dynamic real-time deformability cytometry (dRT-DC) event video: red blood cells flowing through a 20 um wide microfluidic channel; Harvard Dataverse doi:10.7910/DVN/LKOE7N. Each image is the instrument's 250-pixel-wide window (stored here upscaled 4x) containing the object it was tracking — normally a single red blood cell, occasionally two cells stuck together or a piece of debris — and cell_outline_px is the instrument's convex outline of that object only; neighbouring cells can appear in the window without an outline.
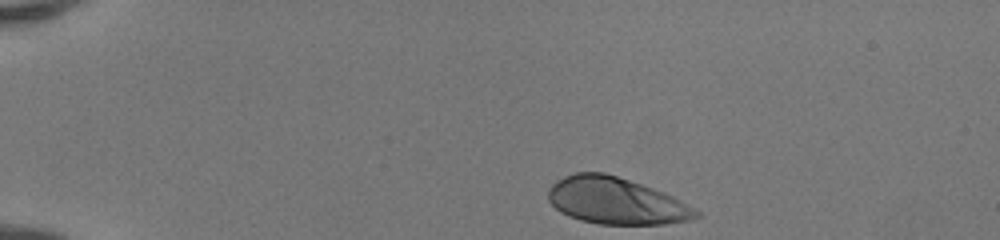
{"species": "human", "species_latin": "Homo sapiens", "temperature_condition": "room temperature", "stored_images_in_passage": 35, "camera_frame_rate_fps": 3000, "um_per_image_px": 0.085, "donor": {"sex": "female"}, "frame": {"image": 1, "passage_image": 1, "time_ms": 0.0, "image_size_px": [1000, 240], "cell_outline_px": [[700, 216], [692, 220], [664, 224], [600, 224], [580, 220], [568, 216], [560, 212], [548, 200], [548, 188], [556, 180], [564, 176], [576, 172], [604, 172], [664, 192], [680, 200], [700, 212]], "centroid_in_image_um": [52.34, 17.08], "position_along_channel_um": 32.7, "area_um2": 40.17}}
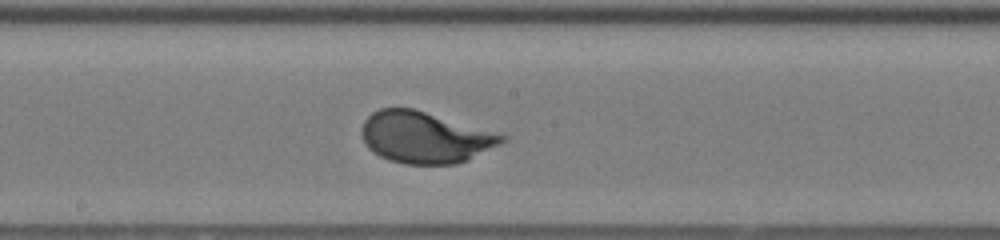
{"frame": {"image": 2, "passage_image": 20, "time_ms": 6.333, "image_size_px": [1000, 240], "cell_outline_px": [[508, 140], [468, 160], [456, 164], [404, 164], [388, 160], [380, 156], [368, 148], [364, 144], [360, 132], [360, 128], [364, 120], [372, 112], [380, 108], [412, 108], [508, 136]], "centroid_in_image_um": [36.08, 11.68], "position_along_channel_um": 212.1, "area_um2": 42.02}}
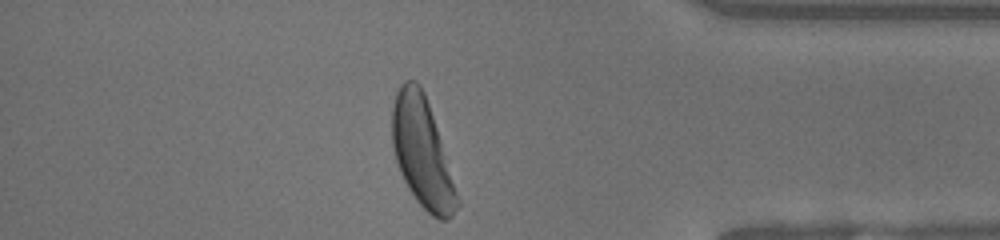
{"frame": {"image": 3, "passage_image": 35, "time_ms": 11.333, "image_size_px": [1000, 240], "cell_outline_px": [[460, 204], [452, 216], [448, 220], [440, 220], [432, 216], [416, 200], [408, 188], [400, 172], [396, 160], [392, 144], [392, 108], [396, 92], [400, 84], [404, 80], [416, 80], [420, 84], [424, 92], [460, 200]], "centroid_in_image_um": [35.87, 12.97], "position_along_channel_um": 399.3, "area_um2": 40.98}, "authors_computed_cell_mechanics": {"area_um2": 41.0958, "velocity_mm_per_s": 4.1314, "shape_relaxation_time_tau1_ms": 2.2904, "shape_relaxation_time_tau2_ms": null, "deformation_change_tau1": 0.1812, "deformation_change_tau2": null}}